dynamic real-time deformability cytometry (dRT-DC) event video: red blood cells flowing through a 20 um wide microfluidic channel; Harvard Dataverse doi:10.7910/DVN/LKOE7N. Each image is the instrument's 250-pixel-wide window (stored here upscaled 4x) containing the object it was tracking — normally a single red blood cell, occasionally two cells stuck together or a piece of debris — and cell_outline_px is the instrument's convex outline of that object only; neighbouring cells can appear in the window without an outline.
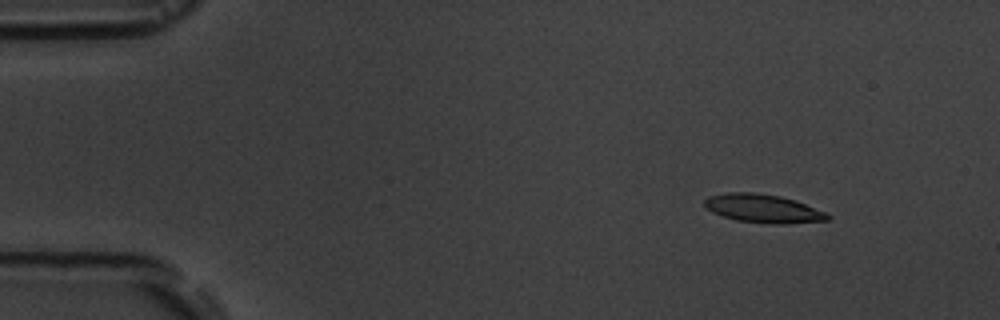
{"species": "common noctule bat (a hibernating species)", "species_latin": "Nyctalus noctula", "temperature_condition": "room temperature", "stored_images_in_passage": 4, "segment_of_instrument_passage": [1, 2], "camera_frame_rate_fps": 3000, "um_per_image_px": 0.085, "animal": {"sex": "male", "body_mass_g": 19.5, "forearm_length_mm": 54.6}, "frame": {"image": 1, "passage_image": 1, "time_ms": 0.0, "image_size_px": [1000, 320], "cell_outline_px": [[832, 216], [828, 220], [784, 224], [776, 224], [736, 220], [712, 212], [704, 204], [704, 200], [708, 196], [728, 192], [756, 192], [780, 196], [828, 212]], "centroid_in_image_um": [64.88, 17.72], "position_along_channel_um": 20.1, "area_um2": 20.29}}